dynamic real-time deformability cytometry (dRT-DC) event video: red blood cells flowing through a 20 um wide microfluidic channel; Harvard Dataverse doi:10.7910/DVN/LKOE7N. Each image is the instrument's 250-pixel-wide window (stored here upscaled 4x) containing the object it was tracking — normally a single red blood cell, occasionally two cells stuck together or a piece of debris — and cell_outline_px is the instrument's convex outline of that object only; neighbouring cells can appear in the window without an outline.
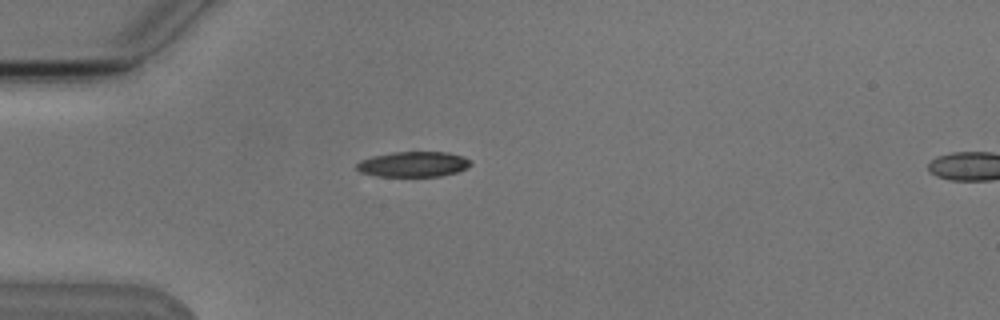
{"species": "Egyptian fruit bat (a non-hibernating species)", "species_latin": "Rousettus aegyptiacus", "temperature_condition": "cold", "stored_images_in_passage": 3, "camera_frame_rate_fps": 3000, "um_per_image_px": 0.085, "animal": {"sex": "male"}, "frame": {"image": 1, "passage_image": 1, "time_ms": 0.0, "image_size_px": [1000, 320], "cell_outline_px": [[472, 164], [468, 168], [456, 172], [440, 176], [376, 176], [360, 172], [356, 168], [356, 164], [360, 160], [372, 156], [392, 152], [448, 152], [464, 156], [472, 160]], "centroid_in_image_um": [35.16, 13.95], "position_along_channel_um": 49.8, "area_um2": 16.99}}